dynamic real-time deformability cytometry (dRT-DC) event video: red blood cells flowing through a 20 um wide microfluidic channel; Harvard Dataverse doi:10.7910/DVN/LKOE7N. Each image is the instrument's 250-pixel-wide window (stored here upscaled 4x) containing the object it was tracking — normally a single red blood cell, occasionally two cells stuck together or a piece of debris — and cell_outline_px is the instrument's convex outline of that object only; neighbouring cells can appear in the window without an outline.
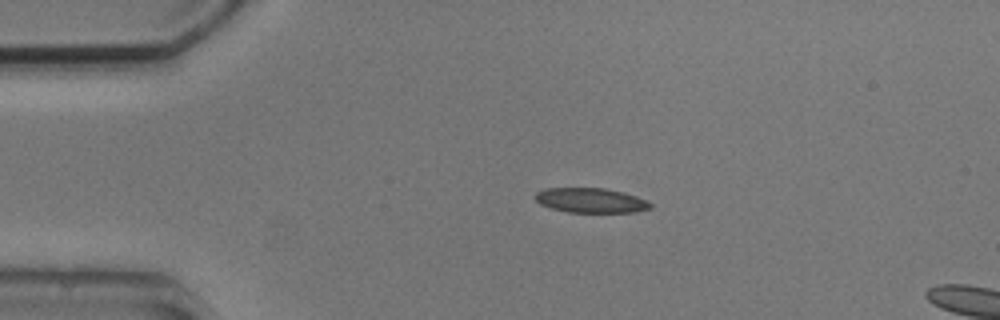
{"species": "common noctule bat (a hibernating species)", "species_latin": "Nyctalus noctula", "temperature_condition": "cold", "stored_images_in_passage": 3, "camera_frame_rate_fps": 3000, "um_per_image_px": 0.085, "animal": {"sex": "male", "body_mass_g": 20.5, "forearm_length_mm": 52.5}, "frame": {"image": 1, "passage_image": 1, "time_ms": 0.0, "image_size_px": [1000, 320], "cell_outline_px": [[652, 208], [632, 212], [568, 212], [552, 208], [540, 204], [532, 196], [536, 192], [544, 188], [608, 188], [636, 196], [652, 204]], "centroid_in_image_um": [50.17, 17.02], "position_along_channel_um": 34.8, "area_um2": 16.59}}